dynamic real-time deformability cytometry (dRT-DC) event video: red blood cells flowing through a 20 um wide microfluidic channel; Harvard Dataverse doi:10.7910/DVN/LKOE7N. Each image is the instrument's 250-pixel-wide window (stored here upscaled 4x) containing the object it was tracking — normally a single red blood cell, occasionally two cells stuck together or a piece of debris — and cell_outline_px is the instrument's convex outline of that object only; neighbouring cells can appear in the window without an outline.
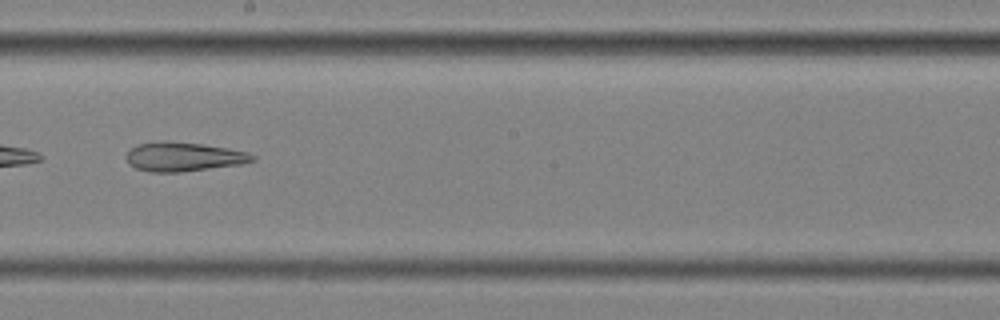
{"species": "common noctule bat (a hibernating species)", "species_latin": "Nyctalus noctula", "temperature_condition": "cold", "stored_images_in_passage": 55, "camera_frame_rate_fps": 3000, "um_per_image_px": 0.085, "animal": {"sex": "female", "body_mass_g": 25.1}, "frame": {"image": 1, "passage_image": 32, "time_ms": 10.333, "image_size_px": [1000, 320], "cell_outline_px": [[256, 160], [244, 164], [180, 172], [152, 172], [136, 168], [128, 164], [124, 156], [136, 144], [160, 140], [168, 140], [200, 144], [228, 148], [248, 152], [256, 156]], "centroid_in_image_um": [15.6, 13.32], "position_along_channel_um": 232.6, "area_um2": 21.73}}